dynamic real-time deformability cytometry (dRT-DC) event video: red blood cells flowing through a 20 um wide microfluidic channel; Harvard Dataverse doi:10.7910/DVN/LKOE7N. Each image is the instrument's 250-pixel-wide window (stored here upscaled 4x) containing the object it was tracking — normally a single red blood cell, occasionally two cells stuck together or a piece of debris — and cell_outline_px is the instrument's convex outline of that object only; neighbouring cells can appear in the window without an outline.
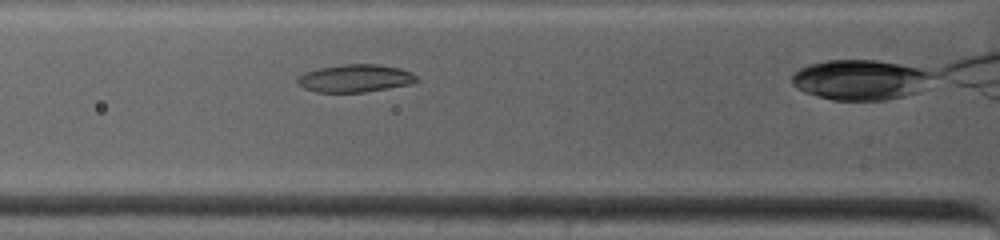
{"species": "common noctule bat (a hibernating species)", "species_latin": "Nyctalus noctula", "temperature_condition": "warm", "stored_images_in_passage": 4, "camera_frame_rate_fps": 4500, "um_per_image_px": 0.085, "animal": {"sex": "female", "body_mass_g": 19.0, "forearm_length_mm": 53.3}, "frame": {"image": 1, "passage_image": 4, "time_ms": 2.222, "image_size_px": [1000, 240], "cell_outline_px": [[420, 80], [412, 84], [364, 92], [316, 92], [304, 88], [296, 84], [296, 76], [304, 72], [320, 68], [344, 64], [380, 64], [400, 68], [416, 76]], "centroid_in_image_um": [30.15, 6.65], "position_along_channel_um": 95.6, "area_um2": 19.36}}